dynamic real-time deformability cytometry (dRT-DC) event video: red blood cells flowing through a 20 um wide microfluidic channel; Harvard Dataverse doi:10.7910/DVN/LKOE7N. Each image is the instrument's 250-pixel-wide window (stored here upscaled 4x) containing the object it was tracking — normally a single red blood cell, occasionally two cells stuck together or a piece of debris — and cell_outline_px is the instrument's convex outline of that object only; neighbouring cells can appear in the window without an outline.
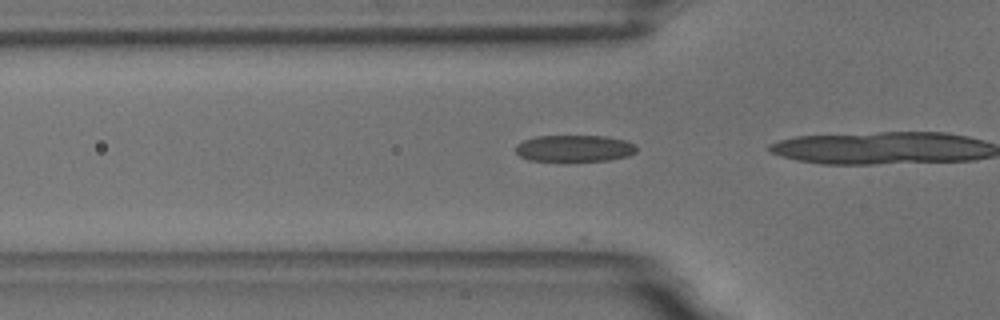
{"species": "common noctule bat (a hibernating species)", "species_latin": "Nyctalus noctula", "temperature_condition": "room temperature", "stored_images_in_passage": 18, "camera_frame_rate_fps": 3000, "um_per_image_px": 0.085, "animal": {"sex": "male", "body_mass_g": 18.8}, "frame": {"image": 1, "passage_image": 14, "time_ms": 4.333, "image_size_px": [1000, 320], "cell_outline_px": [[636, 152], [628, 156], [608, 160], [564, 164], [560, 164], [528, 160], [520, 156], [516, 152], [516, 144], [524, 140], [536, 136], [608, 136], [624, 140], [636, 144]], "centroid_in_image_um": [48.79, 12.66], "position_along_channel_um": 77.0, "area_um2": 19.83}}